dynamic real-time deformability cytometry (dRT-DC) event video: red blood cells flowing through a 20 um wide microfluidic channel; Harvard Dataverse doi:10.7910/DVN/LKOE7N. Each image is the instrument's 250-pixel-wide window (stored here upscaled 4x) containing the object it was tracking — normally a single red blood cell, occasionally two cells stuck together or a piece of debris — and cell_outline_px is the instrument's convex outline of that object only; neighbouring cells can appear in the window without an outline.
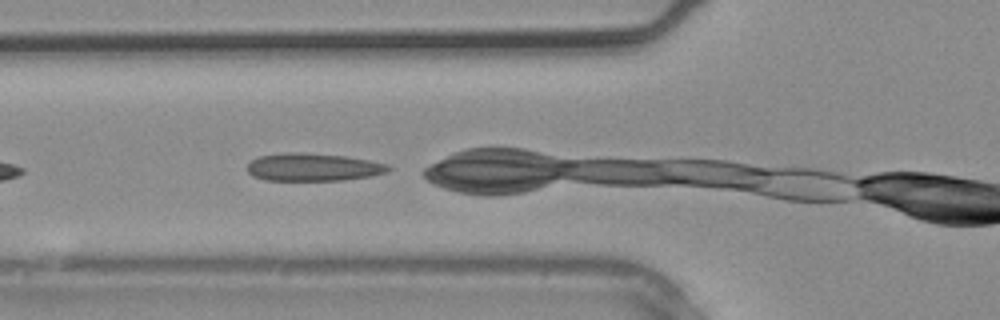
{"species": "common noctule bat (a hibernating species)", "species_latin": "Nyctalus noctula", "temperature_condition": "warm", "stored_images_in_passage": 3, "camera_frame_rate_fps": 3000, "um_per_image_px": 0.085, "animal": {"sex": "male", "body_mass_g": 20.4}, "frame": {"image": 1, "passage_image": 2, "time_ms": 0.333, "image_size_px": [1000, 320], "cell_outline_px": [[392, 168], [388, 172], [372, 176], [344, 180], [264, 180], [252, 176], [248, 172], [248, 164], [252, 160], [260, 156], [284, 152], [300, 152], [348, 156], [388, 164]], "centroid_in_image_um": [26.64, 14.2], "position_along_channel_um": 99.2, "area_um2": 23.0}}